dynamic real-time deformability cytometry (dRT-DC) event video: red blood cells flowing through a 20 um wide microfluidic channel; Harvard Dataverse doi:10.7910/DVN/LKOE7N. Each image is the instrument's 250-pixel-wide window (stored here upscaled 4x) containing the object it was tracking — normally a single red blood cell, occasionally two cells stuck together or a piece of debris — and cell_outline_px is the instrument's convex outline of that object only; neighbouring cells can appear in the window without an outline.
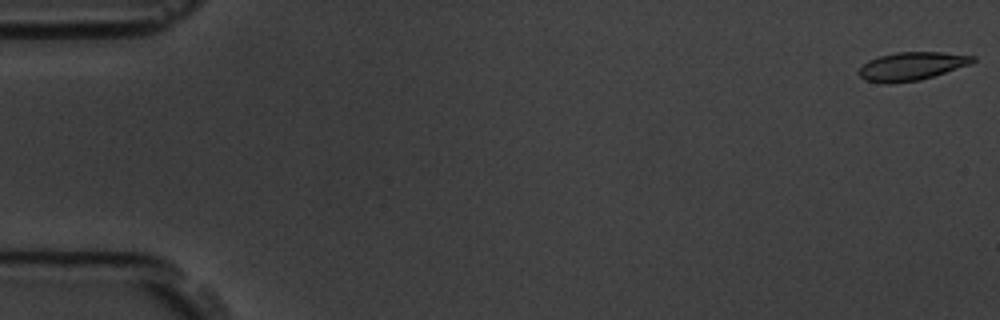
{"species": "common noctule bat (a hibernating species)", "species_latin": "Nyctalus noctula", "temperature_condition": "room temperature", "stored_images_in_passage": 8, "camera_frame_rate_fps": 3000, "um_per_image_px": 0.085, "animal": {"sex": "male", "body_mass_g": 19.5, "forearm_length_mm": 54.6}, "frame": {"image": 1, "passage_image": 1, "time_ms": 0.0, "image_size_px": [1000, 320], "cell_outline_px": [[976, 60], [968, 64], [920, 80], [892, 84], [884, 84], [864, 80], [860, 76], [860, 68], [868, 60], [880, 56], [896, 52], [940, 52], [976, 56]], "centroid_in_image_um": [77.44, 5.63], "position_along_channel_um": 7.6, "area_um2": 18.55}}